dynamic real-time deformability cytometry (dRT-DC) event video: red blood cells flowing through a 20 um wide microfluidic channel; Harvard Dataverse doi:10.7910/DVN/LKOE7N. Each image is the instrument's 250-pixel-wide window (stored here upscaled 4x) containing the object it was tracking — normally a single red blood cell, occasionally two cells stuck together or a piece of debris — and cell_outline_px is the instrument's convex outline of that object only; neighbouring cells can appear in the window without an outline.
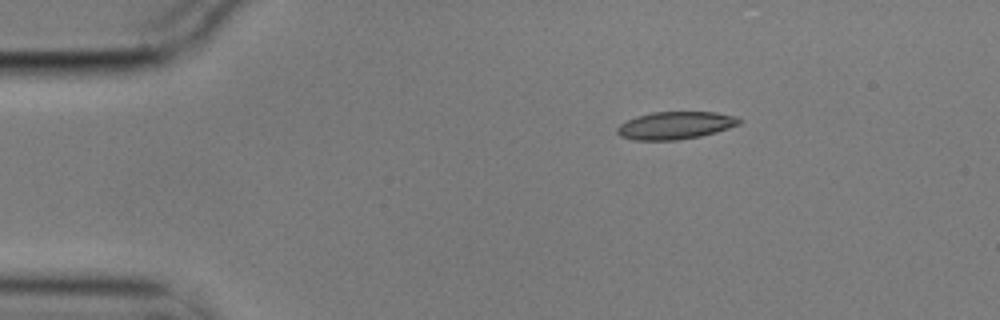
{"species": "common noctule bat (a hibernating species)", "species_latin": "Nyctalus noctula", "temperature_condition": "cold", "stored_images_in_passage": 3, "camera_frame_rate_fps": 3000, "um_per_image_px": 0.085, "animal": {"sex": "male", "body_mass_g": 17.9}, "frame": {"image": 1, "passage_image": 1, "time_ms": 0.0, "image_size_px": [1000, 320], "cell_outline_px": [[744, 120], [740, 124], [716, 132], [700, 136], [676, 140], [632, 140], [620, 136], [616, 132], [616, 128], [620, 124], [636, 116], [652, 112], [716, 112], [736, 116]], "centroid_in_image_um": [57.41, 10.66], "position_along_channel_um": 27.6, "area_um2": 19.71}}